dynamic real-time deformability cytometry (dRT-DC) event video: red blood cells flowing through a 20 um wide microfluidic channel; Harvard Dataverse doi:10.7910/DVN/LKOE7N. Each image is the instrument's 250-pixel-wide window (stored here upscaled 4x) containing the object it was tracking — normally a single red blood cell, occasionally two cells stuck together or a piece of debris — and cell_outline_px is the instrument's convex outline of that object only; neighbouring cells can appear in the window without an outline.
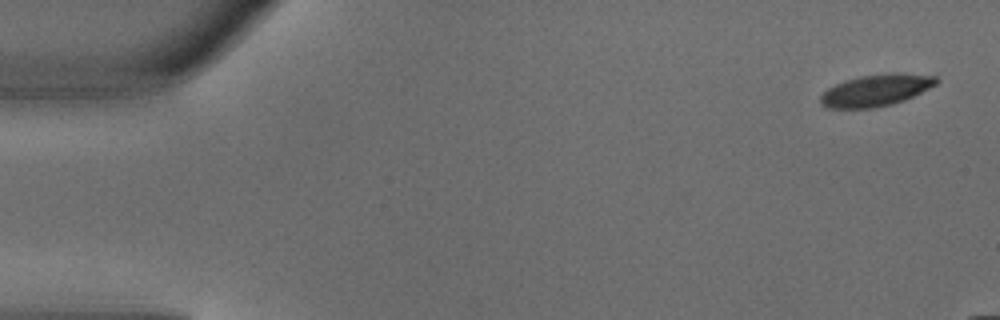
{"species": "common noctule bat (a hibernating species)", "species_latin": "Nyctalus noctula", "temperature_condition": "warm", "stored_images_in_passage": 4, "camera_frame_rate_fps": 3000, "um_per_image_px": 0.085, "animal": {"sex": "male", "body_mass_g": 18.8}, "frame": {"image": 1, "passage_image": 1, "time_ms": 0.0, "image_size_px": [1000, 320], "cell_outline_px": [[940, 80], [936, 84], [904, 100], [892, 104], [872, 108], [828, 108], [820, 104], [820, 96], [828, 88], [836, 84], [860, 76], [888, 72], [900, 72], [936, 76]], "centroid_in_image_um": [74.47, 7.66], "position_along_channel_um": 10.5, "area_um2": 21.39}}